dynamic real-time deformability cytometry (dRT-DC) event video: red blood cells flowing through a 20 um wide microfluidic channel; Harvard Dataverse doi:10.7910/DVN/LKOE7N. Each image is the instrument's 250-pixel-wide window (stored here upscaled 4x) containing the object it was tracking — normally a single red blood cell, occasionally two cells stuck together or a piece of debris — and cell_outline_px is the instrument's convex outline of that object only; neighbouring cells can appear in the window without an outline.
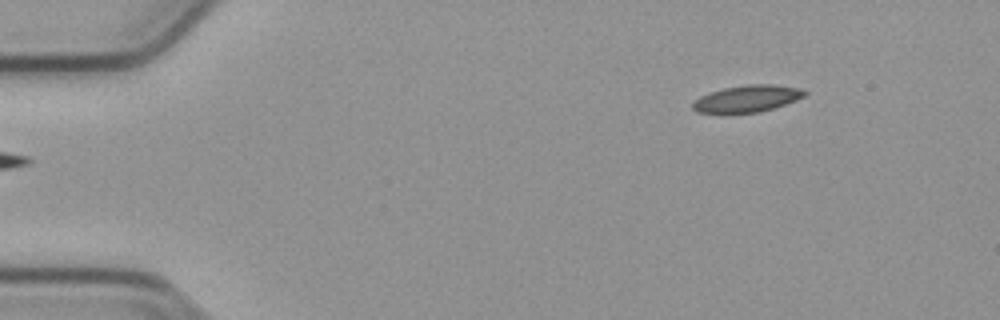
{"species": "common noctule bat (a hibernating species)", "species_latin": "Nyctalus noctula", "temperature_condition": "cold", "stored_images_in_passage": 48, "camera_frame_rate_fps": 3000, "um_per_image_px": 0.085, "animal": {"sex": "male", "body_mass_g": 23.1, "forearm_length_mm": 52.7}, "frame": {"image": 1, "passage_image": 1, "time_ms": 0.0, "image_size_px": [1000, 320], "cell_outline_px": [[808, 92], [804, 96], [796, 100], [760, 112], [696, 112], [692, 108], [692, 104], [700, 96], [724, 88], [748, 84], [772, 84], [800, 88]], "centroid_in_image_um": [63.54, 8.37], "position_along_channel_um": 21.5, "area_um2": 17.11}}
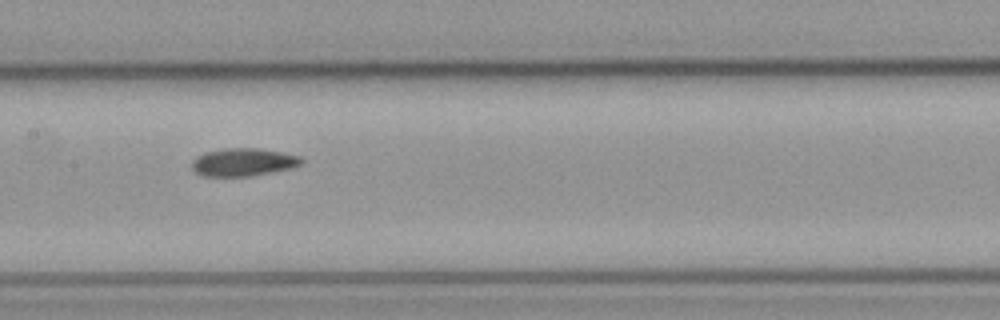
{"frame": {"image": 2, "passage_image": 21, "time_ms": 6.667, "image_size_px": [1000, 320], "cell_outline_px": [[304, 164], [292, 168], [272, 172], [248, 176], [204, 176], [196, 172], [192, 168], [192, 160], [196, 156], [204, 152], [224, 148], [260, 148], [284, 152], [300, 156], [304, 160]], "centroid_in_image_um": [20.71, 13.77], "position_along_channel_um": 186.7, "area_um2": 18.03}}
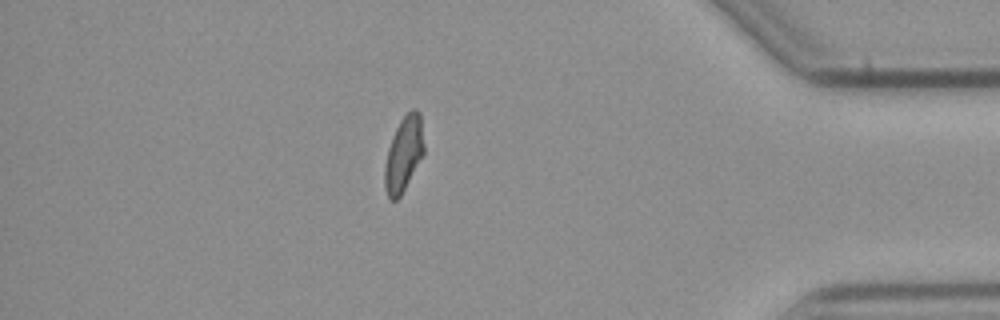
{"frame": {"image": 3, "passage_image": 41, "time_ms": 13.333, "image_size_px": [1000, 320], "cell_outline_px": [[424, 152], [400, 196], [396, 200], [392, 200], [388, 196], [384, 188], [384, 168], [388, 148], [392, 136], [400, 120], [412, 108], [416, 108], [420, 112], [424, 144]], "centroid_in_image_um": [34.3, 13.06], "position_along_channel_um": 400.9, "area_um2": 16.99}, "authors_computed_cell_mechanics": {"area_um2": 17.4267, "velocity_mm_per_s": 3.7987, "shape_relaxation_time_tau1_ms": null, "shape_relaxation_time_tau2_ms": 6.4162, "deformation_change_tau1": null, "deformation_change_tau2": 0.1004}}